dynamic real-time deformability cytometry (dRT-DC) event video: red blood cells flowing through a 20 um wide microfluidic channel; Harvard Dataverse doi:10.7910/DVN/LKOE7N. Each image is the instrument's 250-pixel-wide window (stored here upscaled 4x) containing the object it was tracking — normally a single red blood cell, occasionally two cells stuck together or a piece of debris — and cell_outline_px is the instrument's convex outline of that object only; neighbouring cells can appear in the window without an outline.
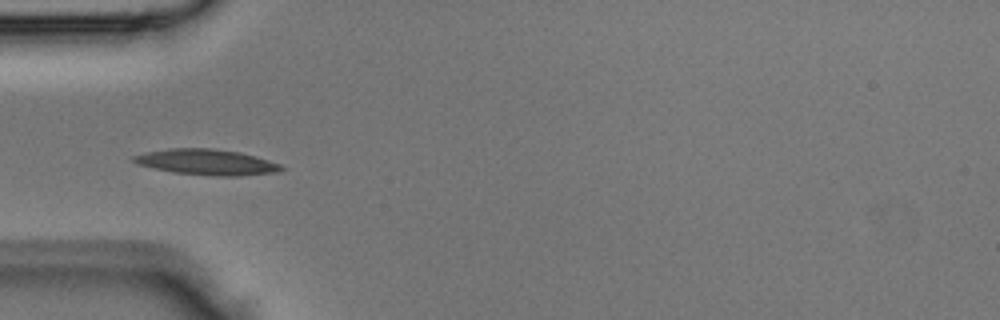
{"species": "Egyptian fruit bat (a non-hibernating species)", "species_latin": "Rousettus aegyptiacus", "temperature_condition": "room temperature", "stored_images_in_passage": 5, "camera_frame_rate_fps": 3000, "um_per_image_px": 0.085, "animal": {"sex": "male"}, "frame": {"image": 1, "passage_image": 5, "time_ms": 1.333, "image_size_px": [1000, 320], "cell_outline_px": [[288, 168], [280, 172], [236, 176], [216, 176], [172, 172], [136, 164], [132, 160], [132, 156], [148, 152], [172, 148], [212, 148], [240, 152], [256, 156], [280, 164]], "centroid_in_image_um": [17.62, 13.78], "position_along_channel_um": 67.4, "area_um2": 22.2}}